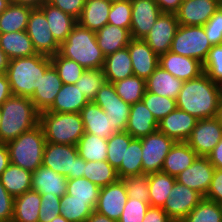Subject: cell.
I'll return each instance as SVG.
<instances>
[{
  "mask_svg": "<svg viewBox=\"0 0 222 222\" xmlns=\"http://www.w3.org/2000/svg\"><path fill=\"white\" fill-rule=\"evenodd\" d=\"M176 105L198 120L219 116L222 106L221 86L214 83L206 73L184 81Z\"/></svg>",
  "mask_w": 222,
  "mask_h": 222,
  "instance_id": "obj_1",
  "label": "cell"
},
{
  "mask_svg": "<svg viewBox=\"0 0 222 222\" xmlns=\"http://www.w3.org/2000/svg\"><path fill=\"white\" fill-rule=\"evenodd\" d=\"M0 107V142L3 144L39 125L40 112L30 98L11 95Z\"/></svg>",
  "mask_w": 222,
  "mask_h": 222,
  "instance_id": "obj_2",
  "label": "cell"
},
{
  "mask_svg": "<svg viewBox=\"0 0 222 222\" xmlns=\"http://www.w3.org/2000/svg\"><path fill=\"white\" fill-rule=\"evenodd\" d=\"M52 65L50 56L35 54L9 60L6 76L12 95L31 98L41 75Z\"/></svg>",
  "mask_w": 222,
  "mask_h": 222,
  "instance_id": "obj_3",
  "label": "cell"
},
{
  "mask_svg": "<svg viewBox=\"0 0 222 222\" xmlns=\"http://www.w3.org/2000/svg\"><path fill=\"white\" fill-rule=\"evenodd\" d=\"M62 57L73 60L84 69H102L105 55L99 48L96 32L77 23L67 39L60 44Z\"/></svg>",
  "mask_w": 222,
  "mask_h": 222,
  "instance_id": "obj_4",
  "label": "cell"
},
{
  "mask_svg": "<svg viewBox=\"0 0 222 222\" xmlns=\"http://www.w3.org/2000/svg\"><path fill=\"white\" fill-rule=\"evenodd\" d=\"M39 125L49 143L76 146L85 133L80 113L42 111L39 114Z\"/></svg>",
  "mask_w": 222,
  "mask_h": 222,
  "instance_id": "obj_5",
  "label": "cell"
},
{
  "mask_svg": "<svg viewBox=\"0 0 222 222\" xmlns=\"http://www.w3.org/2000/svg\"><path fill=\"white\" fill-rule=\"evenodd\" d=\"M45 144L46 139L40 125L23 132L6 144L10 163L33 173L39 166H42Z\"/></svg>",
  "mask_w": 222,
  "mask_h": 222,
  "instance_id": "obj_6",
  "label": "cell"
},
{
  "mask_svg": "<svg viewBox=\"0 0 222 222\" xmlns=\"http://www.w3.org/2000/svg\"><path fill=\"white\" fill-rule=\"evenodd\" d=\"M42 165L67 179H75L83 177L86 161L79 156L77 146L46 142Z\"/></svg>",
  "mask_w": 222,
  "mask_h": 222,
  "instance_id": "obj_7",
  "label": "cell"
},
{
  "mask_svg": "<svg viewBox=\"0 0 222 222\" xmlns=\"http://www.w3.org/2000/svg\"><path fill=\"white\" fill-rule=\"evenodd\" d=\"M211 47L203 26L179 25L170 51L204 63Z\"/></svg>",
  "mask_w": 222,
  "mask_h": 222,
  "instance_id": "obj_8",
  "label": "cell"
},
{
  "mask_svg": "<svg viewBox=\"0 0 222 222\" xmlns=\"http://www.w3.org/2000/svg\"><path fill=\"white\" fill-rule=\"evenodd\" d=\"M222 139V117L197 120L186 143L198 156L207 157Z\"/></svg>",
  "mask_w": 222,
  "mask_h": 222,
  "instance_id": "obj_9",
  "label": "cell"
},
{
  "mask_svg": "<svg viewBox=\"0 0 222 222\" xmlns=\"http://www.w3.org/2000/svg\"><path fill=\"white\" fill-rule=\"evenodd\" d=\"M141 142L143 174L161 171L165 157L175 141L159 130H156L146 137L141 138Z\"/></svg>",
  "mask_w": 222,
  "mask_h": 222,
  "instance_id": "obj_10",
  "label": "cell"
},
{
  "mask_svg": "<svg viewBox=\"0 0 222 222\" xmlns=\"http://www.w3.org/2000/svg\"><path fill=\"white\" fill-rule=\"evenodd\" d=\"M93 102L110 116L114 132L125 131L131 105L116 94L113 83L105 82L97 92Z\"/></svg>",
  "mask_w": 222,
  "mask_h": 222,
  "instance_id": "obj_11",
  "label": "cell"
},
{
  "mask_svg": "<svg viewBox=\"0 0 222 222\" xmlns=\"http://www.w3.org/2000/svg\"><path fill=\"white\" fill-rule=\"evenodd\" d=\"M49 28L44 13L39 8L32 9L26 32L37 53L53 56L59 52L60 44L55 40Z\"/></svg>",
  "mask_w": 222,
  "mask_h": 222,
  "instance_id": "obj_12",
  "label": "cell"
},
{
  "mask_svg": "<svg viewBox=\"0 0 222 222\" xmlns=\"http://www.w3.org/2000/svg\"><path fill=\"white\" fill-rule=\"evenodd\" d=\"M203 198L200 193L176 181L162 209L174 222H181Z\"/></svg>",
  "mask_w": 222,
  "mask_h": 222,
  "instance_id": "obj_13",
  "label": "cell"
},
{
  "mask_svg": "<svg viewBox=\"0 0 222 222\" xmlns=\"http://www.w3.org/2000/svg\"><path fill=\"white\" fill-rule=\"evenodd\" d=\"M178 26L175 13H162L143 40L160 56L171 49Z\"/></svg>",
  "mask_w": 222,
  "mask_h": 222,
  "instance_id": "obj_14",
  "label": "cell"
},
{
  "mask_svg": "<svg viewBox=\"0 0 222 222\" xmlns=\"http://www.w3.org/2000/svg\"><path fill=\"white\" fill-rule=\"evenodd\" d=\"M131 3V38L144 39L163 12L155 0H131Z\"/></svg>",
  "mask_w": 222,
  "mask_h": 222,
  "instance_id": "obj_15",
  "label": "cell"
},
{
  "mask_svg": "<svg viewBox=\"0 0 222 222\" xmlns=\"http://www.w3.org/2000/svg\"><path fill=\"white\" fill-rule=\"evenodd\" d=\"M214 170L215 167L210 163L208 157L198 156L191 166L176 176V181L205 197Z\"/></svg>",
  "mask_w": 222,
  "mask_h": 222,
  "instance_id": "obj_16",
  "label": "cell"
},
{
  "mask_svg": "<svg viewBox=\"0 0 222 222\" xmlns=\"http://www.w3.org/2000/svg\"><path fill=\"white\" fill-rule=\"evenodd\" d=\"M127 200L125 184L122 179H118L116 182L100 188L95 211L118 222Z\"/></svg>",
  "mask_w": 222,
  "mask_h": 222,
  "instance_id": "obj_17",
  "label": "cell"
},
{
  "mask_svg": "<svg viewBox=\"0 0 222 222\" xmlns=\"http://www.w3.org/2000/svg\"><path fill=\"white\" fill-rule=\"evenodd\" d=\"M219 0H183L175 13L179 25L203 26L218 10Z\"/></svg>",
  "mask_w": 222,
  "mask_h": 222,
  "instance_id": "obj_18",
  "label": "cell"
},
{
  "mask_svg": "<svg viewBox=\"0 0 222 222\" xmlns=\"http://www.w3.org/2000/svg\"><path fill=\"white\" fill-rule=\"evenodd\" d=\"M127 47L133 74L147 80L159 66V56L143 39H131Z\"/></svg>",
  "mask_w": 222,
  "mask_h": 222,
  "instance_id": "obj_19",
  "label": "cell"
},
{
  "mask_svg": "<svg viewBox=\"0 0 222 222\" xmlns=\"http://www.w3.org/2000/svg\"><path fill=\"white\" fill-rule=\"evenodd\" d=\"M197 120L191 114L176 108L158 122V130L175 142H186Z\"/></svg>",
  "mask_w": 222,
  "mask_h": 222,
  "instance_id": "obj_20",
  "label": "cell"
},
{
  "mask_svg": "<svg viewBox=\"0 0 222 222\" xmlns=\"http://www.w3.org/2000/svg\"><path fill=\"white\" fill-rule=\"evenodd\" d=\"M159 66L183 81L197 78L204 73L203 63L199 60L178 55L170 50L159 56Z\"/></svg>",
  "mask_w": 222,
  "mask_h": 222,
  "instance_id": "obj_21",
  "label": "cell"
},
{
  "mask_svg": "<svg viewBox=\"0 0 222 222\" xmlns=\"http://www.w3.org/2000/svg\"><path fill=\"white\" fill-rule=\"evenodd\" d=\"M63 83L59 78L57 70L51 65L43 75L39 85L35 88L33 96L30 100L35 108L39 111H46L54 102Z\"/></svg>",
  "mask_w": 222,
  "mask_h": 222,
  "instance_id": "obj_22",
  "label": "cell"
},
{
  "mask_svg": "<svg viewBox=\"0 0 222 222\" xmlns=\"http://www.w3.org/2000/svg\"><path fill=\"white\" fill-rule=\"evenodd\" d=\"M80 115L85 133L95 134L103 139H108L115 133L110 116L93 101L82 108Z\"/></svg>",
  "mask_w": 222,
  "mask_h": 222,
  "instance_id": "obj_23",
  "label": "cell"
},
{
  "mask_svg": "<svg viewBox=\"0 0 222 222\" xmlns=\"http://www.w3.org/2000/svg\"><path fill=\"white\" fill-rule=\"evenodd\" d=\"M158 130V122L143 101L131 105L125 131L141 139Z\"/></svg>",
  "mask_w": 222,
  "mask_h": 222,
  "instance_id": "obj_24",
  "label": "cell"
},
{
  "mask_svg": "<svg viewBox=\"0 0 222 222\" xmlns=\"http://www.w3.org/2000/svg\"><path fill=\"white\" fill-rule=\"evenodd\" d=\"M32 190L40 194L51 193L62 197L67 193V178L43 165L32 173Z\"/></svg>",
  "mask_w": 222,
  "mask_h": 222,
  "instance_id": "obj_25",
  "label": "cell"
},
{
  "mask_svg": "<svg viewBox=\"0 0 222 222\" xmlns=\"http://www.w3.org/2000/svg\"><path fill=\"white\" fill-rule=\"evenodd\" d=\"M88 99L75 84H63L53 104L46 110L56 113H80Z\"/></svg>",
  "mask_w": 222,
  "mask_h": 222,
  "instance_id": "obj_26",
  "label": "cell"
},
{
  "mask_svg": "<svg viewBox=\"0 0 222 222\" xmlns=\"http://www.w3.org/2000/svg\"><path fill=\"white\" fill-rule=\"evenodd\" d=\"M197 157L196 152L186 142H175L165 157L161 171L176 177L191 166Z\"/></svg>",
  "mask_w": 222,
  "mask_h": 222,
  "instance_id": "obj_27",
  "label": "cell"
},
{
  "mask_svg": "<svg viewBox=\"0 0 222 222\" xmlns=\"http://www.w3.org/2000/svg\"><path fill=\"white\" fill-rule=\"evenodd\" d=\"M183 83V80L174 77L161 66H158L146 80V91L176 100Z\"/></svg>",
  "mask_w": 222,
  "mask_h": 222,
  "instance_id": "obj_28",
  "label": "cell"
},
{
  "mask_svg": "<svg viewBox=\"0 0 222 222\" xmlns=\"http://www.w3.org/2000/svg\"><path fill=\"white\" fill-rule=\"evenodd\" d=\"M39 9L44 13L49 29L59 44L67 39V36L78 23L77 19L49 3H45Z\"/></svg>",
  "mask_w": 222,
  "mask_h": 222,
  "instance_id": "obj_29",
  "label": "cell"
},
{
  "mask_svg": "<svg viewBox=\"0 0 222 222\" xmlns=\"http://www.w3.org/2000/svg\"><path fill=\"white\" fill-rule=\"evenodd\" d=\"M96 39L99 48L106 57L117 50L127 47L132 38L129 29L107 23L96 31Z\"/></svg>",
  "mask_w": 222,
  "mask_h": 222,
  "instance_id": "obj_30",
  "label": "cell"
},
{
  "mask_svg": "<svg viewBox=\"0 0 222 222\" xmlns=\"http://www.w3.org/2000/svg\"><path fill=\"white\" fill-rule=\"evenodd\" d=\"M102 69L106 82L109 83H114L134 75L128 47L107 55Z\"/></svg>",
  "mask_w": 222,
  "mask_h": 222,
  "instance_id": "obj_31",
  "label": "cell"
},
{
  "mask_svg": "<svg viewBox=\"0 0 222 222\" xmlns=\"http://www.w3.org/2000/svg\"><path fill=\"white\" fill-rule=\"evenodd\" d=\"M0 47L9 60L38 54L26 30L0 34Z\"/></svg>",
  "mask_w": 222,
  "mask_h": 222,
  "instance_id": "obj_32",
  "label": "cell"
},
{
  "mask_svg": "<svg viewBox=\"0 0 222 222\" xmlns=\"http://www.w3.org/2000/svg\"><path fill=\"white\" fill-rule=\"evenodd\" d=\"M112 2L107 0H86L77 22L92 31L101 29L108 23Z\"/></svg>",
  "mask_w": 222,
  "mask_h": 222,
  "instance_id": "obj_33",
  "label": "cell"
},
{
  "mask_svg": "<svg viewBox=\"0 0 222 222\" xmlns=\"http://www.w3.org/2000/svg\"><path fill=\"white\" fill-rule=\"evenodd\" d=\"M41 200V194L34 190L15 197L12 222H39Z\"/></svg>",
  "mask_w": 222,
  "mask_h": 222,
  "instance_id": "obj_34",
  "label": "cell"
},
{
  "mask_svg": "<svg viewBox=\"0 0 222 222\" xmlns=\"http://www.w3.org/2000/svg\"><path fill=\"white\" fill-rule=\"evenodd\" d=\"M32 172L12 163L0 175V182L14 198L32 190Z\"/></svg>",
  "mask_w": 222,
  "mask_h": 222,
  "instance_id": "obj_35",
  "label": "cell"
},
{
  "mask_svg": "<svg viewBox=\"0 0 222 222\" xmlns=\"http://www.w3.org/2000/svg\"><path fill=\"white\" fill-rule=\"evenodd\" d=\"M176 177L159 171L148 174L149 204L151 207H163Z\"/></svg>",
  "mask_w": 222,
  "mask_h": 222,
  "instance_id": "obj_36",
  "label": "cell"
},
{
  "mask_svg": "<svg viewBox=\"0 0 222 222\" xmlns=\"http://www.w3.org/2000/svg\"><path fill=\"white\" fill-rule=\"evenodd\" d=\"M31 11V7L10 3L0 13V34L26 30Z\"/></svg>",
  "mask_w": 222,
  "mask_h": 222,
  "instance_id": "obj_37",
  "label": "cell"
},
{
  "mask_svg": "<svg viewBox=\"0 0 222 222\" xmlns=\"http://www.w3.org/2000/svg\"><path fill=\"white\" fill-rule=\"evenodd\" d=\"M76 146L79 156L85 161L107 160V139L95 134L84 133Z\"/></svg>",
  "mask_w": 222,
  "mask_h": 222,
  "instance_id": "obj_38",
  "label": "cell"
},
{
  "mask_svg": "<svg viewBox=\"0 0 222 222\" xmlns=\"http://www.w3.org/2000/svg\"><path fill=\"white\" fill-rule=\"evenodd\" d=\"M142 142L141 139L133 138L126 149L125 159L116 170L118 178L143 174L142 166Z\"/></svg>",
  "mask_w": 222,
  "mask_h": 222,
  "instance_id": "obj_39",
  "label": "cell"
},
{
  "mask_svg": "<svg viewBox=\"0 0 222 222\" xmlns=\"http://www.w3.org/2000/svg\"><path fill=\"white\" fill-rule=\"evenodd\" d=\"M60 205V215L70 222H85L96 208L90 201L72 199L67 193L61 197Z\"/></svg>",
  "mask_w": 222,
  "mask_h": 222,
  "instance_id": "obj_40",
  "label": "cell"
},
{
  "mask_svg": "<svg viewBox=\"0 0 222 222\" xmlns=\"http://www.w3.org/2000/svg\"><path fill=\"white\" fill-rule=\"evenodd\" d=\"M116 94L126 103L132 105L142 101L146 91V80L132 75L113 83Z\"/></svg>",
  "mask_w": 222,
  "mask_h": 222,
  "instance_id": "obj_41",
  "label": "cell"
},
{
  "mask_svg": "<svg viewBox=\"0 0 222 222\" xmlns=\"http://www.w3.org/2000/svg\"><path fill=\"white\" fill-rule=\"evenodd\" d=\"M84 178L97 186L104 187L116 182L119 178L116 169L106 161H86Z\"/></svg>",
  "mask_w": 222,
  "mask_h": 222,
  "instance_id": "obj_42",
  "label": "cell"
},
{
  "mask_svg": "<svg viewBox=\"0 0 222 222\" xmlns=\"http://www.w3.org/2000/svg\"><path fill=\"white\" fill-rule=\"evenodd\" d=\"M99 192L100 187L84 177L67 179V194L71 195L72 199L90 201L96 207Z\"/></svg>",
  "mask_w": 222,
  "mask_h": 222,
  "instance_id": "obj_43",
  "label": "cell"
},
{
  "mask_svg": "<svg viewBox=\"0 0 222 222\" xmlns=\"http://www.w3.org/2000/svg\"><path fill=\"white\" fill-rule=\"evenodd\" d=\"M133 137L126 131L115 132L107 139V161L116 170L125 159L126 149Z\"/></svg>",
  "mask_w": 222,
  "mask_h": 222,
  "instance_id": "obj_44",
  "label": "cell"
},
{
  "mask_svg": "<svg viewBox=\"0 0 222 222\" xmlns=\"http://www.w3.org/2000/svg\"><path fill=\"white\" fill-rule=\"evenodd\" d=\"M181 222H222V207L203 198Z\"/></svg>",
  "mask_w": 222,
  "mask_h": 222,
  "instance_id": "obj_45",
  "label": "cell"
},
{
  "mask_svg": "<svg viewBox=\"0 0 222 222\" xmlns=\"http://www.w3.org/2000/svg\"><path fill=\"white\" fill-rule=\"evenodd\" d=\"M105 82L103 69H85L75 85L78 86L88 101H93Z\"/></svg>",
  "mask_w": 222,
  "mask_h": 222,
  "instance_id": "obj_46",
  "label": "cell"
},
{
  "mask_svg": "<svg viewBox=\"0 0 222 222\" xmlns=\"http://www.w3.org/2000/svg\"><path fill=\"white\" fill-rule=\"evenodd\" d=\"M50 59L63 84H75L85 71L81 65L73 60L62 57L59 53L50 56Z\"/></svg>",
  "mask_w": 222,
  "mask_h": 222,
  "instance_id": "obj_47",
  "label": "cell"
},
{
  "mask_svg": "<svg viewBox=\"0 0 222 222\" xmlns=\"http://www.w3.org/2000/svg\"><path fill=\"white\" fill-rule=\"evenodd\" d=\"M142 101L151 111L157 122L177 108L176 100L145 91Z\"/></svg>",
  "mask_w": 222,
  "mask_h": 222,
  "instance_id": "obj_48",
  "label": "cell"
},
{
  "mask_svg": "<svg viewBox=\"0 0 222 222\" xmlns=\"http://www.w3.org/2000/svg\"><path fill=\"white\" fill-rule=\"evenodd\" d=\"M125 184L128 198L149 203L148 174H140L121 178Z\"/></svg>",
  "mask_w": 222,
  "mask_h": 222,
  "instance_id": "obj_49",
  "label": "cell"
},
{
  "mask_svg": "<svg viewBox=\"0 0 222 222\" xmlns=\"http://www.w3.org/2000/svg\"><path fill=\"white\" fill-rule=\"evenodd\" d=\"M204 73L216 84H222V44L212 46L203 63Z\"/></svg>",
  "mask_w": 222,
  "mask_h": 222,
  "instance_id": "obj_50",
  "label": "cell"
},
{
  "mask_svg": "<svg viewBox=\"0 0 222 222\" xmlns=\"http://www.w3.org/2000/svg\"><path fill=\"white\" fill-rule=\"evenodd\" d=\"M131 11V0H120L117 2H112L111 9L108 15V23L130 30Z\"/></svg>",
  "mask_w": 222,
  "mask_h": 222,
  "instance_id": "obj_51",
  "label": "cell"
},
{
  "mask_svg": "<svg viewBox=\"0 0 222 222\" xmlns=\"http://www.w3.org/2000/svg\"><path fill=\"white\" fill-rule=\"evenodd\" d=\"M150 204L135 198H128L118 222H143Z\"/></svg>",
  "mask_w": 222,
  "mask_h": 222,
  "instance_id": "obj_52",
  "label": "cell"
},
{
  "mask_svg": "<svg viewBox=\"0 0 222 222\" xmlns=\"http://www.w3.org/2000/svg\"><path fill=\"white\" fill-rule=\"evenodd\" d=\"M42 200L39 209V222H51L61 212V197L51 193L41 194Z\"/></svg>",
  "mask_w": 222,
  "mask_h": 222,
  "instance_id": "obj_53",
  "label": "cell"
},
{
  "mask_svg": "<svg viewBox=\"0 0 222 222\" xmlns=\"http://www.w3.org/2000/svg\"><path fill=\"white\" fill-rule=\"evenodd\" d=\"M212 46L222 44V12L218 9L203 25Z\"/></svg>",
  "mask_w": 222,
  "mask_h": 222,
  "instance_id": "obj_54",
  "label": "cell"
},
{
  "mask_svg": "<svg viewBox=\"0 0 222 222\" xmlns=\"http://www.w3.org/2000/svg\"><path fill=\"white\" fill-rule=\"evenodd\" d=\"M85 1L86 0H48V3L78 20L82 14Z\"/></svg>",
  "mask_w": 222,
  "mask_h": 222,
  "instance_id": "obj_55",
  "label": "cell"
},
{
  "mask_svg": "<svg viewBox=\"0 0 222 222\" xmlns=\"http://www.w3.org/2000/svg\"><path fill=\"white\" fill-rule=\"evenodd\" d=\"M14 197L0 182V222H12Z\"/></svg>",
  "mask_w": 222,
  "mask_h": 222,
  "instance_id": "obj_56",
  "label": "cell"
},
{
  "mask_svg": "<svg viewBox=\"0 0 222 222\" xmlns=\"http://www.w3.org/2000/svg\"><path fill=\"white\" fill-rule=\"evenodd\" d=\"M204 198L222 205V169L215 168L210 187Z\"/></svg>",
  "mask_w": 222,
  "mask_h": 222,
  "instance_id": "obj_57",
  "label": "cell"
},
{
  "mask_svg": "<svg viewBox=\"0 0 222 222\" xmlns=\"http://www.w3.org/2000/svg\"><path fill=\"white\" fill-rule=\"evenodd\" d=\"M143 222H174L162 207H149Z\"/></svg>",
  "mask_w": 222,
  "mask_h": 222,
  "instance_id": "obj_58",
  "label": "cell"
},
{
  "mask_svg": "<svg viewBox=\"0 0 222 222\" xmlns=\"http://www.w3.org/2000/svg\"><path fill=\"white\" fill-rule=\"evenodd\" d=\"M163 13H176L183 0H155Z\"/></svg>",
  "mask_w": 222,
  "mask_h": 222,
  "instance_id": "obj_59",
  "label": "cell"
},
{
  "mask_svg": "<svg viewBox=\"0 0 222 222\" xmlns=\"http://www.w3.org/2000/svg\"><path fill=\"white\" fill-rule=\"evenodd\" d=\"M207 157L215 168L222 169V139Z\"/></svg>",
  "mask_w": 222,
  "mask_h": 222,
  "instance_id": "obj_60",
  "label": "cell"
},
{
  "mask_svg": "<svg viewBox=\"0 0 222 222\" xmlns=\"http://www.w3.org/2000/svg\"><path fill=\"white\" fill-rule=\"evenodd\" d=\"M12 95L6 74H0V106Z\"/></svg>",
  "mask_w": 222,
  "mask_h": 222,
  "instance_id": "obj_61",
  "label": "cell"
},
{
  "mask_svg": "<svg viewBox=\"0 0 222 222\" xmlns=\"http://www.w3.org/2000/svg\"><path fill=\"white\" fill-rule=\"evenodd\" d=\"M10 158L9 151L6 144H0V175L9 166Z\"/></svg>",
  "mask_w": 222,
  "mask_h": 222,
  "instance_id": "obj_62",
  "label": "cell"
},
{
  "mask_svg": "<svg viewBox=\"0 0 222 222\" xmlns=\"http://www.w3.org/2000/svg\"><path fill=\"white\" fill-rule=\"evenodd\" d=\"M10 3L37 9L43 6L45 3H48V0H10Z\"/></svg>",
  "mask_w": 222,
  "mask_h": 222,
  "instance_id": "obj_63",
  "label": "cell"
},
{
  "mask_svg": "<svg viewBox=\"0 0 222 222\" xmlns=\"http://www.w3.org/2000/svg\"><path fill=\"white\" fill-rule=\"evenodd\" d=\"M85 222H117L109 217L98 213L97 211H93L91 215L85 220Z\"/></svg>",
  "mask_w": 222,
  "mask_h": 222,
  "instance_id": "obj_64",
  "label": "cell"
},
{
  "mask_svg": "<svg viewBox=\"0 0 222 222\" xmlns=\"http://www.w3.org/2000/svg\"><path fill=\"white\" fill-rule=\"evenodd\" d=\"M9 65V58L0 47V74H4Z\"/></svg>",
  "mask_w": 222,
  "mask_h": 222,
  "instance_id": "obj_65",
  "label": "cell"
},
{
  "mask_svg": "<svg viewBox=\"0 0 222 222\" xmlns=\"http://www.w3.org/2000/svg\"><path fill=\"white\" fill-rule=\"evenodd\" d=\"M10 4V0H0V13H2Z\"/></svg>",
  "mask_w": 222,
  "mask_h": 222,
  "instance_id": "obj_66",
  "label": "cell"
},
{
  "mask_svg": "<svg viewBox=\"0 0 222 222\" xmlns=\"http://www.w3.org/2000/svg\"><path fill=\"white\" fill-rule=\"evenodd\" d=\"M51 222H70V221H67L62 215H58Z\"/></svg>",
  "mask_w": 222,
  "mask_h": 222,
  "instance_id": "obj_67",
  "label": "cell"
},
{
  "mask_svg": "<svg viewBox=\"0 0 222 222\" xmlns=\"http://www.w3.org/2000/svg\"><path fill=\"white\" fill-rule=\"evenodd\" d=\"M218 9L222 12V0L218 1Z\"/></svg>",
  "mask_w": 222,
  "mask_h": 222,
  "instance_id": "obj_68",
  "label": "cell"
},
{
  "mask_svg": "<svg viewBox=\"0 0 222 222\" xmlns=\"http://www.w3.org/2000/svg\"><path fill=\"white\" fill-rule=\"evenodd\" d=\"M107 1H110V2H117V1H120V0H107Z\"/></svg>",
  "mask_w": 222,
  "mask_h": 222,
  "instance_id": "obj_69",
  "label": "cell"
},
{
  "mask_svg": "<svg viewBox=\"0 0 222 222\" xmlns=\"http://www.w3.org/2000/svg\"><path fill=\"white\" fill-rule=\"evenodd\" d=\"M1 116H2V113H1V107H0V122H1Z\"/></svg>",
  "mask_w": 222,
  "mask_h": 222,
  "instance_id": "obj_70",
  "label": "cell"
}]
</instances>
